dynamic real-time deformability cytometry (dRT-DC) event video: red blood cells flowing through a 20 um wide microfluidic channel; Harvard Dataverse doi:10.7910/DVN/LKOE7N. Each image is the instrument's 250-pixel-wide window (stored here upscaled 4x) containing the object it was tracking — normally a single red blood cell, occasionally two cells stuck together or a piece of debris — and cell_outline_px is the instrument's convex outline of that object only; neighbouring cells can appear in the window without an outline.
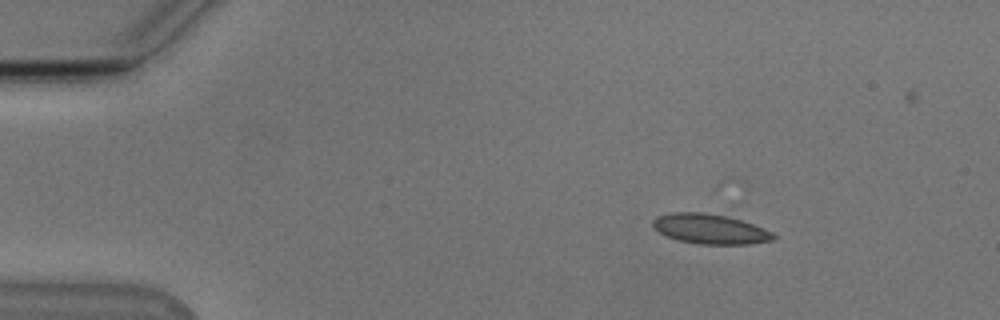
{"species": "Egyptian fruit bat (a non-hibernating species)", "species_latin": "Rousettus aegyptiacus", "temperature_condition": "cold", "stored_images_in_passage": 37, "camera_frame_rate_fps": 3000, "um_per_image_px": 0.085, "animal": {"sex": "male"}, "frame": {"image": 1, "passage_image": 1, "time_ms": 0.0, "image_size_px": [1000, 320], "cell_outline_px": [[776, 240], [748, 244], [700, 244], [676, 240], [652, 228], [652, 220], [656, 216], [672, 212], [704, 212], [724, 216], [740, 220], [752, 224], [772, 232], [776, 236]], "centroid_in_image_um": [60.32, 19.46], "position_along_channel_um": 24.7, "area_um2": 20.98}}
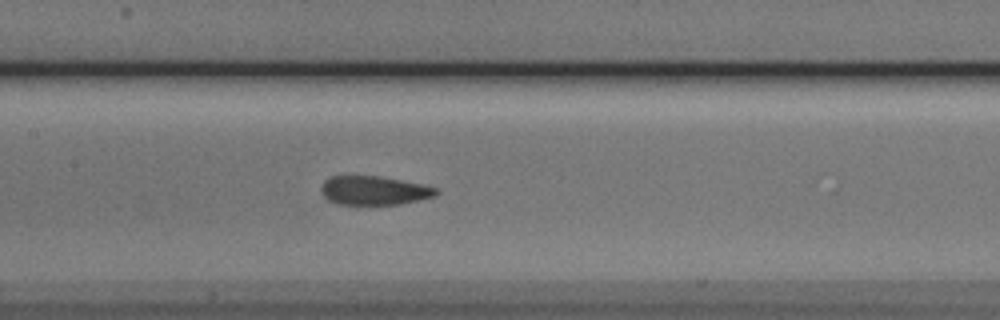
{"frame": {"image": 2, "passage_image": 19, "time_ms": 6.0, "image_size_px": [1000, 320], "cell_outline_px": [[440, 192], [436, 196], [420, 200], [400, 204], [336, 204], [328, 200], [320, 192], [320, 188], [324, 180], [332, 176], [380, 176], [440, 188]], "centroid_in_image_um": [31.81, 16.19], "position_along_channel_um": 175.6, "area_um2": 19.48}}
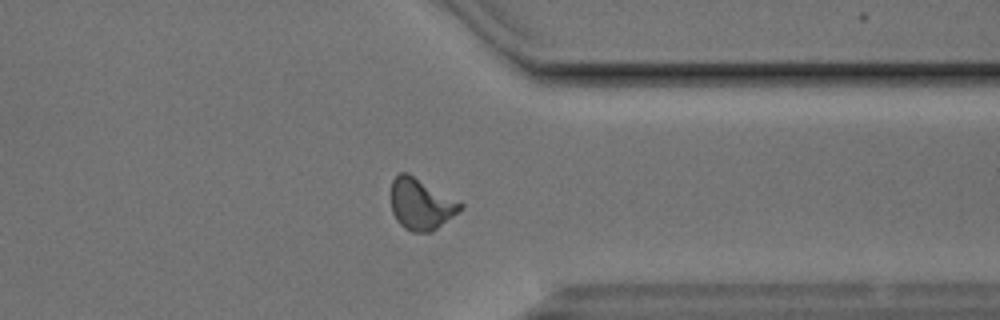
{"frame": {"image": 3, "passage_image": 35, "time_ms": 11.333, "image_size_px": [1000, 320], "cell_outline_px": [[464, 208], [432, 232], [412, 232], [404, 228], [396, 220], [392, 212], [392, 180], [400, 172], [408, 172], [464, 204]], "centroid_in_image_um": [35.79, 17.36], "position_along_channel_um": 375.6, "area_um2": 20.69}}